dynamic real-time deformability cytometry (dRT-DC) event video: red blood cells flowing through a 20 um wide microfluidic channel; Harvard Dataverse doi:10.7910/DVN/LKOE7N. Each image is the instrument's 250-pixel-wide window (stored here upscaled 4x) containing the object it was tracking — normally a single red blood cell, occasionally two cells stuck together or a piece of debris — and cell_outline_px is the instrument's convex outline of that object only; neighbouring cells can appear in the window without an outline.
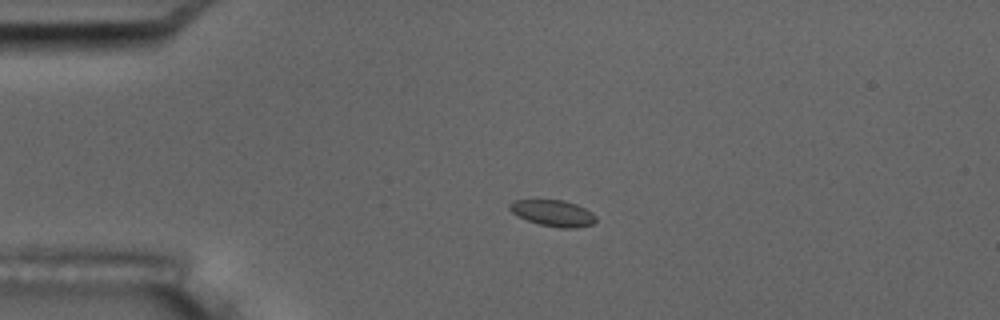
{"species": "common noctule bat (a hibernating species)", "species_latin": "Nyctalus noctula", "temperature_condition": "room temperature", "stored_images_in_passage": 6, "camera_frame_rate_fps": 3000, "um_per_image_px": 0.085, "animal": {"sex": "male", "body_mass_g": 17.5, "forearm_length_mm": 52.3}, "frame": {"image": 1, "passage_image": 5, "time_ms": 4.667, "image_size_px": [1000, 320], "cell_outline_px": [[596, 220], [592, 224], [576, 228], [560, 228], [540, 224], [528, 220], [512, 212], [508, 208], [508, 204], [512, 200], [564, 200], [576, 204], [592, 212], [596, 216]], "centroid_in_image_um": [47.01, 18.11], "position_along_channel_um": 38.0, "area_um2": 13.12}}